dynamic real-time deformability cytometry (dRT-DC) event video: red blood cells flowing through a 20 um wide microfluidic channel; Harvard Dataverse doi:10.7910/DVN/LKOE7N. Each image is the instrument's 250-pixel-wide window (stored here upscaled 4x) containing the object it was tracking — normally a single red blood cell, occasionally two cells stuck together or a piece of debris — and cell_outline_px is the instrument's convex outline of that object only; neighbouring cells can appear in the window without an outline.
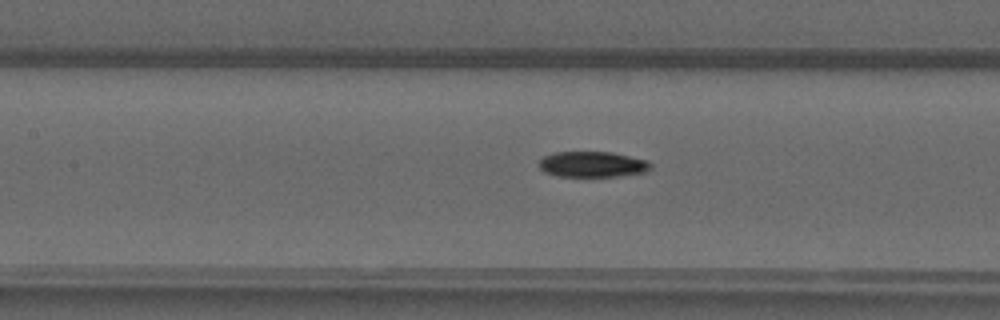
{"species": "common noctule bat (a hibernating species)", "species_latin": "Nyctalus noctula", "temperature_condition": "warm", "stored_images_in_passage": 48, "camera_frame_rate_fps": 3000, "um_per_image_px": 0.085, "animal": {"sex": "male", "forearm_length_mm": 52.5}, "frame": {"image": 1, "passage_image": 22, "time_ms": 7.0, "image_size_px": [1000, 320], "cell_outline_px": [[652, 168], [644, 172], [616, 176], [556, 176], [544, 172], [540, 168], [540, 160], [544, 156], [556, 152], [612, 152], [648, 160], [652, 164]], "centroid_in_image_um": [50.38, 13.96], "position_along_channel_um": 157.0, "area_um2": 16.65}}
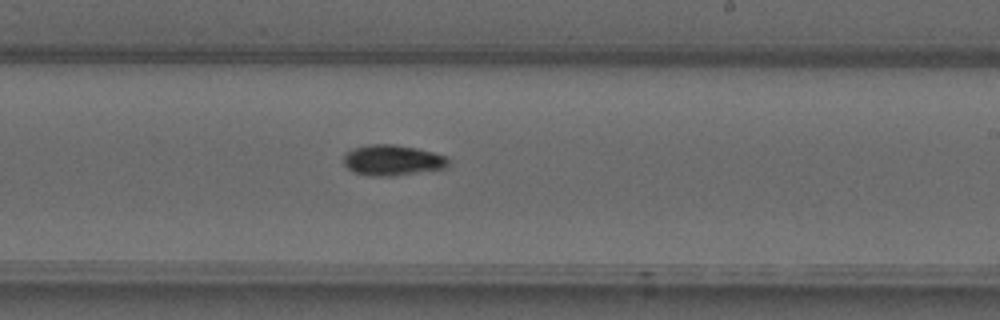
{"frame": {"image": 2, "passage_image": 29, "time_ms": 9.333, "image_size_px": [1000, 320], "cell_outline_px": [[448, 168], [392, 176], [368, 176], [352, 172], [344, 164], [344, 156], [352, 148], [368, 144], [392, 144], [416, 148], [448, 156]], "centroid_in_image_um": [33.36, 13.62], "position_along_channel_um": 255.6, "area_um2": 18.84}}
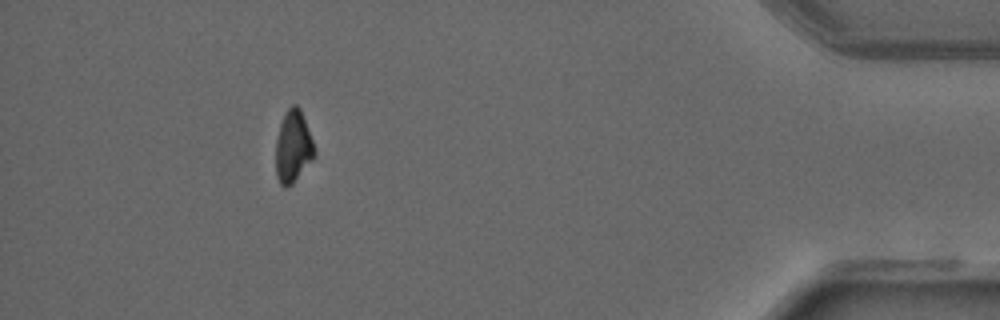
{"frame": {"image": 3, "passage_image": 44, "time_ms": 14.333, "image_size_px": [1000, 320], "cell_outline_px": [[316, 152], [312, 160], [292, 184], [284, 188], [280, 184], [276, 176], [276, 140], [280, 124], [284, 112], [292, 104], [296, 104], [300, 108], [312, 140]], "centroid_in_image_um": [24.9, 12.46], "position_along_channel_um": 410.3, "area_um2": 16.18}}